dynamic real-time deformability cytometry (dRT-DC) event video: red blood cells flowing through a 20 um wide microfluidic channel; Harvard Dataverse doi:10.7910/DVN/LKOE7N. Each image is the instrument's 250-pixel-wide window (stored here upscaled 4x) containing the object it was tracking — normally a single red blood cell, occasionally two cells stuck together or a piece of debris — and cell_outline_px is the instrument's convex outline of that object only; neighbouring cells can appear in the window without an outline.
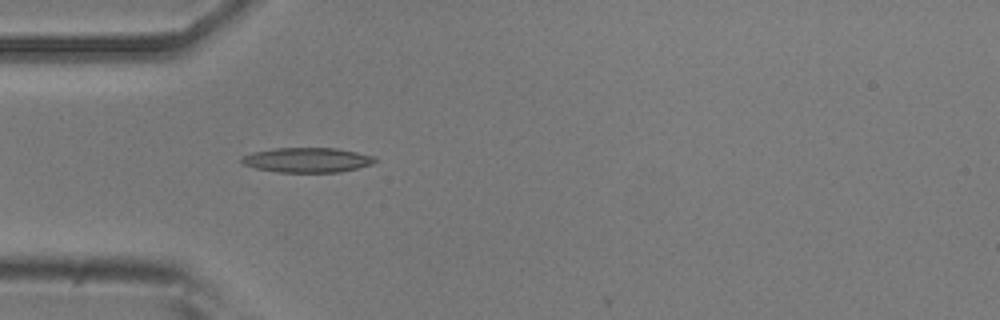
{"species": "common noctule bat (a hibernating species)", "species_latin": "Nyctalus noctula", "temperature_condition": "room temperature", "stored_images_in_passage": 2, "camera_frame_rate_fps": 3000, "um_per_image_px": 0.085, "animal": {"sex": "male", "body_mass_g": 20.5, "forearm_length_mm": 52.5}, "frame": {"image": 1, "passage_image": 1, "time_ms": 0.0, "image_size_px": [1000, 320], "cell_outline_px": [[376, 160], [372, 164], [340, 172], [280, 172], [256, 168], [244, 164], [240, 160], [244, 156], [252, 152], [276, 148], [336, 148], [356, 152], [372, 156]], "centroid_in_image_um": [26.1, 13.6], "position_along_channel_um": 58.9, "area_um2": 18.96}}